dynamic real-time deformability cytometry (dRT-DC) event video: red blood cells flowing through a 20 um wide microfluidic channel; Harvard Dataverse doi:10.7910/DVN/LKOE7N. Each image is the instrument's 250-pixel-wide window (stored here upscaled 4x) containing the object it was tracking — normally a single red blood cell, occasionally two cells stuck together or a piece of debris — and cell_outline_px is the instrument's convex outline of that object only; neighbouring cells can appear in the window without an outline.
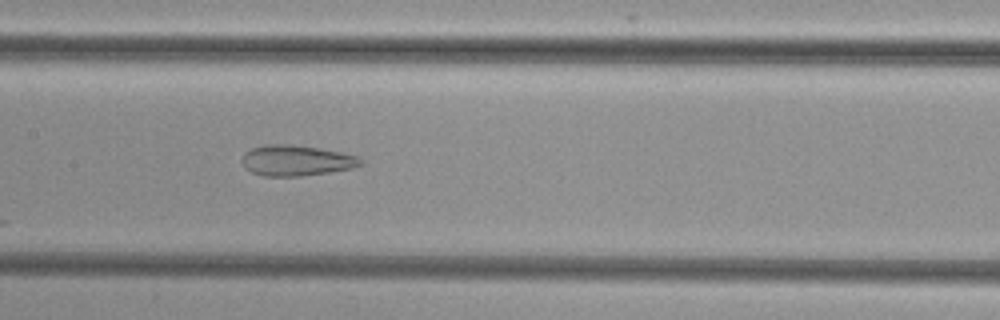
{"species": "common noctule bat (a hibernating species)", "species_latin": "Nyctalus noctula", "temperature_condition": "cold", "stored_images_in_passage": 17, "camera_frame_rate_fps": 3000, "um_per_image_px": 0.085, "animal": {"sex": "female", "body_mass_g": 29.2, "forearm_length_mm": 56.3}, "frame": {"image": 1, "passage_image": 14, "time_ms": 4.333, "image_size_px": [1000, 320], "cell_outline_px": [[364, 164], [352, 168], [328, 172], [300, 176], [264, 176], [252, 172], [244, 168], [240, 160], [244, 152], [252, 148], [264, 144], [292, 144], [320, 148], [340, 152], [356, 156], [364, 160]], "centroid_in_image_um": [25.15, 13.63], "position_along_channel_um": 182.2, "area_um2": 21.39}}